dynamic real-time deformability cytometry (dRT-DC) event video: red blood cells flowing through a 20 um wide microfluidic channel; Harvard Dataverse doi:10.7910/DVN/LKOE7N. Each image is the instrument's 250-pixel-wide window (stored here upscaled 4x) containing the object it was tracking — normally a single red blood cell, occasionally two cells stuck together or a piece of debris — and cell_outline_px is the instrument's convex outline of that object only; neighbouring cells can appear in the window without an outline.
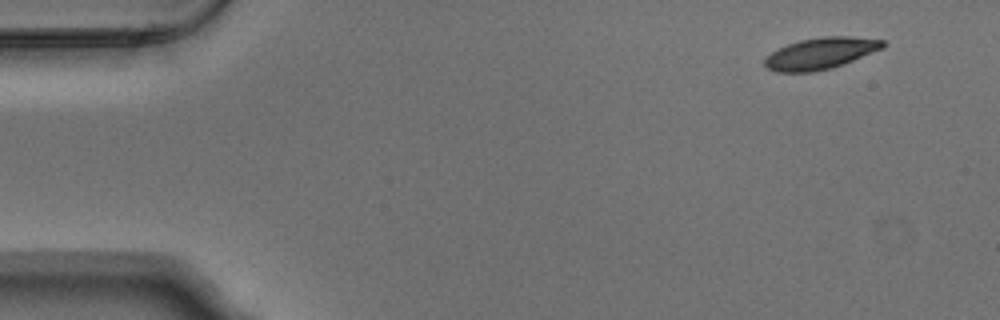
{"species": "Egyptian fruit bat (a non-hibernating species)", "species_latin": "Rousettus aegyptiacus", "temperature_condition": "warm", "stored_images_in_passage": 5, "segment_of_instrument_passage": [1, 2], "camera_frame_rate_fps": 3000, "um_per_image_px": 0.085, "animal": {"sex": "male"}, "frame": {"image": 1, "passage_image": 1, "time_ms": 0.0, "image_size_px": [1000, 320], "cell_outline_px": [[884, 48], [844, 64], [832, 68], [812, 72], [776, 72], [768, 68], [764, 64], [764, 60], [772, 52], [788, 44], [800, 40], [824, 36], [852, 36], [884, 40]], "centroid_in_image_um": [69.78, 4.54], "position_along_channel_um": 15.2, "area_um2": 21.62}}